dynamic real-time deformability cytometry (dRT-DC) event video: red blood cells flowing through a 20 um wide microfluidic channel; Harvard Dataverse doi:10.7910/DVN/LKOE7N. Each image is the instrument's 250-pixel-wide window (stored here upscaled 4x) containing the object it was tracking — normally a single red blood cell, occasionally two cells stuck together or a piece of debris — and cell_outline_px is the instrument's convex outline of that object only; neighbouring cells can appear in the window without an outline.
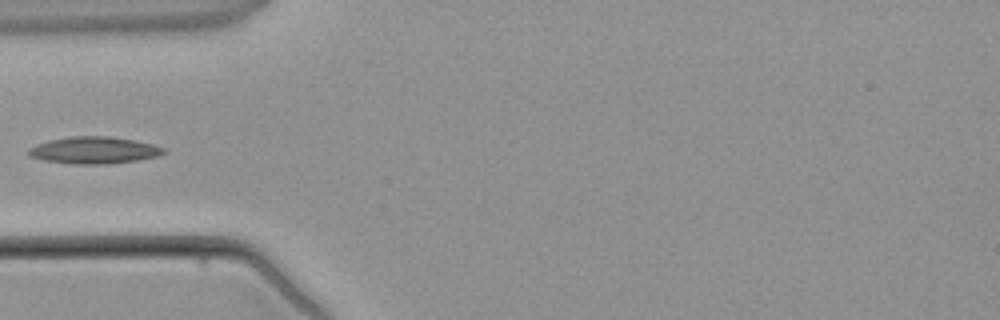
{"species": "common noctule bat (a hibernating species)", "species_latin": "Nyctalus noctula", "temperature_condition": "warm", "stored_images_in_passage": 3, "camera_frame_rate_fps": 3000, "um_per_image_px": 0.085, "animal": {"sex": "male", "body_mass_g": 21.5, "forearm_length_mm": 52.0}, "frame": {"image": 1, "passage_image": 3, "time_ms": 2.667, "image_size_px": [1000, 320], "cell_outline_px": [[168, 152], [160, 156], [136, 160], [108, 164], [76, 164], [44, 160], [28, 156], [28, 148], [36, 144], [48, 140], [72, 136], [108, 136], [136, 140], [168, 148]], "centroid_in_image_um": [8.04, 12.76], "position_along_channel_um": 77.0, "area_um2": 21.44}}